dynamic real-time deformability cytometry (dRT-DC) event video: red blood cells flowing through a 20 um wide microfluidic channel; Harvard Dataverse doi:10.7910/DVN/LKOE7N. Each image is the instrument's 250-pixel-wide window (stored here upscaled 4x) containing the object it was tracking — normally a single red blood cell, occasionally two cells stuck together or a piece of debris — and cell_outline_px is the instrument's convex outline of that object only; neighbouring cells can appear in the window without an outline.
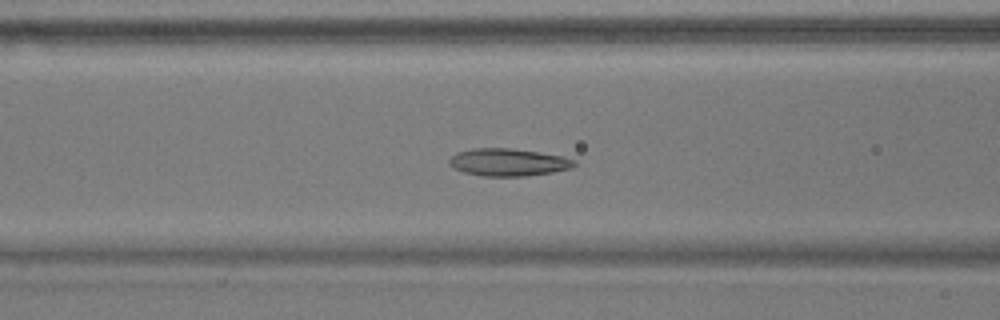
{"species": "common noctule bat (a hibernating species)", "species_latin": "Nyctalus noctula", "temperature_condition": "warm", "stored_images_in_passage": 56, "camera_frame_rate_fps": 3000, "um_per_image_px": 0.085, "animal": {"sex": "male", "body_mass_g": 17.9}, "frame": {"image": 1, "passage_image": 22, "time_ms": 7.0, "image_size_px": [1000, 320], "cell_outline_px": [[576, 164], [568, 168], [552, 172], [524, 176], [480, 176], [464, 172], [452, 168], [448, 164], [448, 160], [456, 152], [472, 148], [508, 148], [536, 152], [560, 156], [576, 160]], "centroid_in_image_um": [43.11, 13.79], "position_along_channel_um": 123.5, "area_um2": 19.88}}
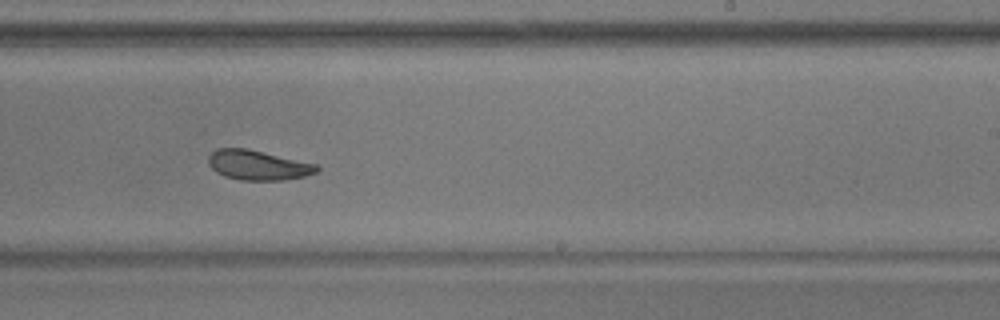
{"frame": {"image": 2, "passage_image": 34, "time_ms": 11.0, "image_size_px": [1000, 320], "cell_outline_px": [[320, 168], [316, 172], [304, 176], [284, 180], [240, 180], [224, 176], [216, 172], [208, 164], [208, 156], [216, 148], [248, 148], [316, 164]], "centroid_in_image_um": [21.89, 14.03], "position_along_channel_um": 267.1, "area_um2": 18.84}}
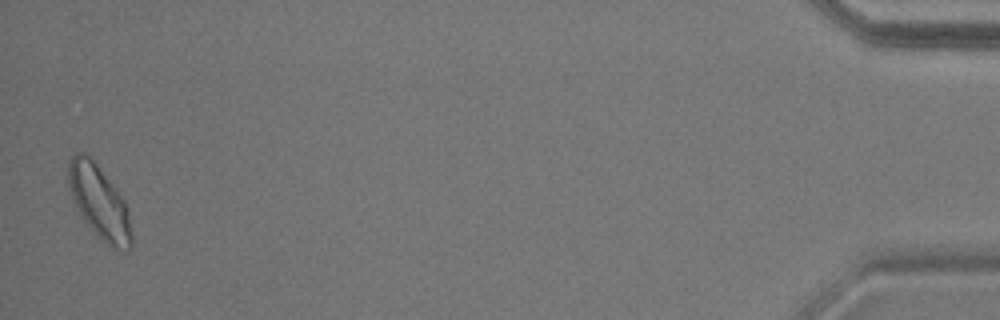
{"frame": {"image": 3, "passage_image": 55, "time_ms": 18.0, "image_size_px": [1000, 320], "cell_outline_px": [[132, 244], [124, 252], [120, 252], [112, 248], [96, 236], [80, 216], [68, 188], [68, 160], [76, 152], [84, 152], [96, 164], [112, 184], [124, 200], [128, 208], [132, 236]], "centroid_in_image_um": [8.43, 17.23], "position_along_channel_um": 426.8, "area_um2": 27.11}, "authors_computed_cell_mechanics": {"area_um2": 21.2415, "velocity_mm_per_s": 3.6014, "shape_relaxation_time_tau1_ms": 5.4369, "shape_relaxation_time_tau2_ms": 2.7905, "deformation_change_tau1": 0.1138, "deformation_change_tau2": 0.0901}}